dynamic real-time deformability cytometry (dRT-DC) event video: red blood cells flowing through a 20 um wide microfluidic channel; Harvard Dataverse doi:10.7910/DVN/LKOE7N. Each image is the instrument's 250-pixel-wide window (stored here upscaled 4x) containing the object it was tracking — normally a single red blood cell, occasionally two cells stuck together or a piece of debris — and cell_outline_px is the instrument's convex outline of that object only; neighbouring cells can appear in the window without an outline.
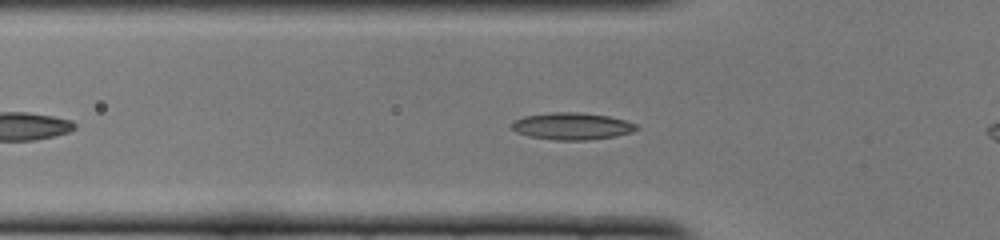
{"species": "common noctule bat (a hibernating species)", "species_latin": "Nyctalus noctula", "temperature_condition": "cold", "stored_images_in_passage": 44, "camera_frame_rate_fps": 3000, "um_per_image_px": 0.085, "animal": {"sex": "female", "body_mass_g": 22.0, "forearm_length_mm": 56.7}, "frame": {"image": 1, "passage_image": 9, "time_ms": 2.667, "image_size_px": [1000, 240], "cell_outline_px": [[640, 128], [632, 132], [616, 136], [588, 140], [556, 140], [528, 136], [516, 132], [512, 128], [512, 124], [516, 120], [524, 116], [552, 112], [580, 112], [608, 116], [624, 120], [636, 124]], "centroid_in_image_um": [48.64, 10.73], "position_along_channel_um": 77.2, "area_um2": 19.59}}
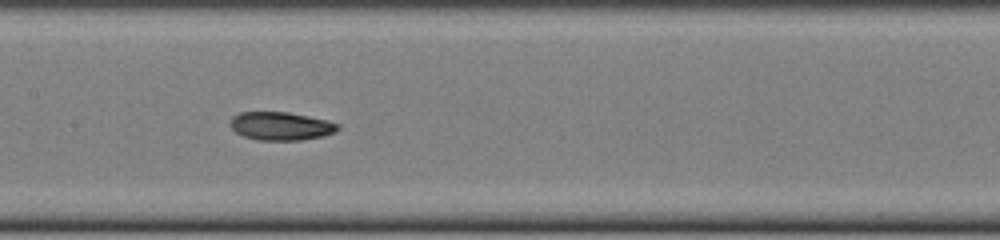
{"frame": {"image": 2, "passage_image": 17, "time_ms": 5.333, "image_size_px": [1000, 240], "cell_outline_px": [[340, 128], [336, 132], [324, 136], [300, 140], [260, 140], [244, 136], [236, 132], [228, 124], [232, 116], [240, 112], [288, 112], [328, 120], [340, 124]], "centroid_in_image_um": [23.89, 10.71], "position_along_channel_um": 183.5, "area_um2": 17.86}}
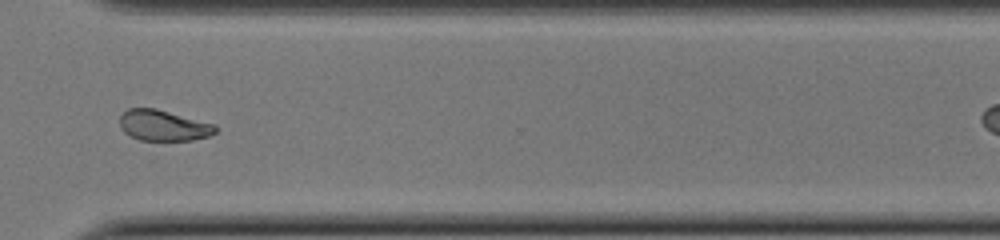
{"frame": {"image": 3, "passage_image": 30, "time_ms": 9.667, "image_size_px": [1000, 240], "cell_outline_px": [[216, 132], [208, 136], [192, 140], [140, 140], [124, 132], [120, 128], [120, 116], [128, 108], [156, 108], [216, 124]], "centroid_in_image_um": [13.89, 10.65], "position_along_channel_um": 356.7, "area_um2": 17.17}, "authors_computed_cell_mechanics": {"area_um2": 18.2648, "velocity_mm_per_s": 3.9798, "shape_relaxation_time_tau1_ms": 6.9538, "shape_relaxation_time_tau2_ms": 3.1921, "deformation_change_tau1": 0.1566, "deformation_change_tau2": 0.0765}}